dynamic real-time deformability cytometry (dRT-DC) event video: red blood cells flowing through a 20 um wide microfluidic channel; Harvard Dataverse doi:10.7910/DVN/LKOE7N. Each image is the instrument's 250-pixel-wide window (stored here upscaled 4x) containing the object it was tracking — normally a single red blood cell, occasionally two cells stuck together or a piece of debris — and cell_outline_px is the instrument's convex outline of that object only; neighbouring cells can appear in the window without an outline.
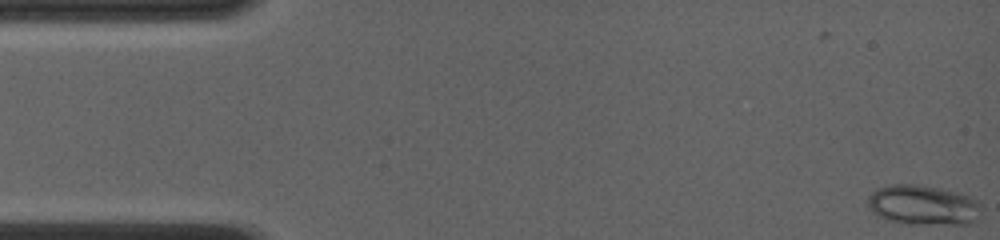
{"species": "common noctule bat (a hibernating species)", "species_latin": "Nyctalus noctula", "temperature_condition": "room temperature", "stored_images_in_passage": 59, "camera_frame_rate_fps": 4000, "um_per_image_px": 0.085, "animal": {"sex": "female", "body_mass_g": 19.0, "forearm_length_mm": 56.7}, "frame": {"image": 1, "passage_image": 1, "time_ms": 0.0, "image_size_px": [1000, 240], "cell_outline_px": [[980, 208], [976, 220], [972, 224], [908, 224], [888, 220], [876, 216], [868, 208], [868, 196], [876, 188], [892, 184], [920, 184], [960, 192], [976, 200], [980, 204]], "centroid_in_image_um": [78.43, 17.43], "position_along_channel_um": 6.6, "area_um2": 26.76}}
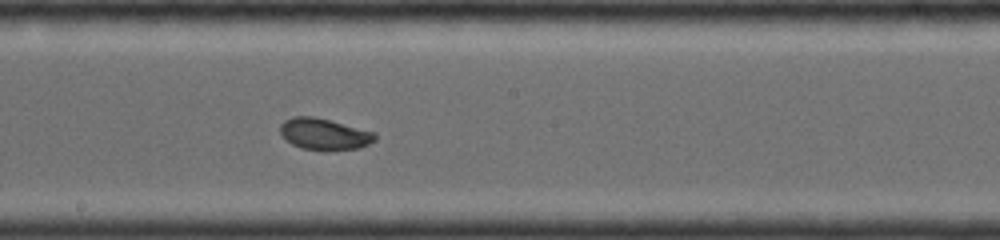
{"frame": {"image": 2, "passage_image": 34, "time_ms": 8.25, "image_size_px": [1000, 240], "cell_outline_px": [[376, 140], [360, 148], [304, 148], [292, 144], [280, 132], [280, 124], [284, 120], [292, 116], [312, 116], [376, 132]], "centroid_in_image_um": [27.56, 11.35], "position_along_channel_um": 220.6, "area_um2": 16.7}}
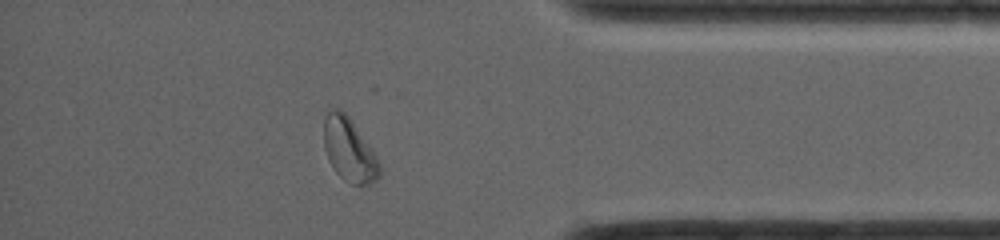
{"frame": {"image": 3, "passage_image": 53, "time_ms": 13.0, "image_size_px": [1000, 240], "cell_outline_px": [[380, 176], [376, 180], [368, 184], [352, 184], [344, 180], [336, 172], [328, 160], [324, 148], [324, 120], [328, 112], [332, 108], [340, 108], [348, 116], [372, 148], [380, 164]], "centroid_in_image_um": [29.67, 12.73], "position_along_channel_um": 405.5, "area_um2": 20.52}, "authors_computed_cell_mechanics": {"area_um2": 18.9006, "velocity_mm_per_s": 4.1277, "shape_relaxation_time_tau1_ms": null, "shape_relaxation_time_tau2_ms": 2.2109, "deformation_change_tau1": null, "deformation_change_tau2": 0.0597}}